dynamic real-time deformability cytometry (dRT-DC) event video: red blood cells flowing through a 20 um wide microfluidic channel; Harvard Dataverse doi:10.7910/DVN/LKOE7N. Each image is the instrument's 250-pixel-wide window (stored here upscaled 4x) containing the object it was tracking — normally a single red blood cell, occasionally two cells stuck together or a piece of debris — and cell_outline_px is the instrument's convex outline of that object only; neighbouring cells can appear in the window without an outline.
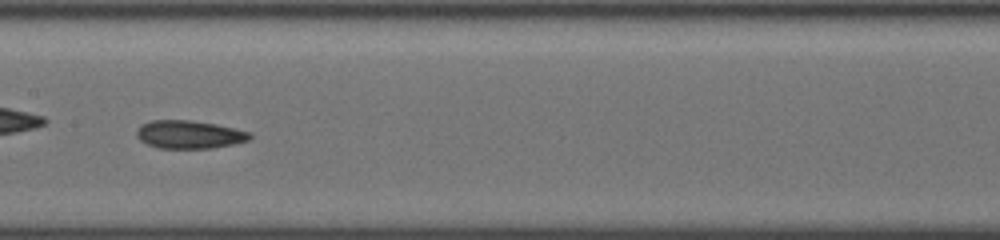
{"species": "common noctule bat (a hibernating species)", "species_latin": "Nyctalus noctula", "temperature_condition": "cold", "stored_images_in_passage": 36, "camera_frame_rate_fps": 3000, "um_per_image_px": 0.085, "animal": {"sex": "female", "body_mass_g": 19.5, "forearm_length_mm": 54.1}, "frame": {"image": 1, "passage_image": 11, "time_ms": 3.333, "image_size_px": [1000, 240], "cell_outline_px": [[252, 136], [248, 140], [232, 144], [212, 148], [156, 148], [140, 140], [136, 136], [136, 132], [140, 124], [152, 120], [192, 120], [216, 124], [236, 128], [252, 132]], "centroid_in_image_um": [16.08, 11.42], "position_along_channel_um": 191.3, "area_um2": 18.67}, "authors_computed_cell_mechanics": {"area_um2": 17.9758, "velocity_mm_per_s": 3.8889, "shape_relaxation_time_tau1_ms": null, "shape_relaxation_time_tau2_ms": 3.5042, "deformation_change_tau1": null, "deformation_change_tau2": 0.1161}}